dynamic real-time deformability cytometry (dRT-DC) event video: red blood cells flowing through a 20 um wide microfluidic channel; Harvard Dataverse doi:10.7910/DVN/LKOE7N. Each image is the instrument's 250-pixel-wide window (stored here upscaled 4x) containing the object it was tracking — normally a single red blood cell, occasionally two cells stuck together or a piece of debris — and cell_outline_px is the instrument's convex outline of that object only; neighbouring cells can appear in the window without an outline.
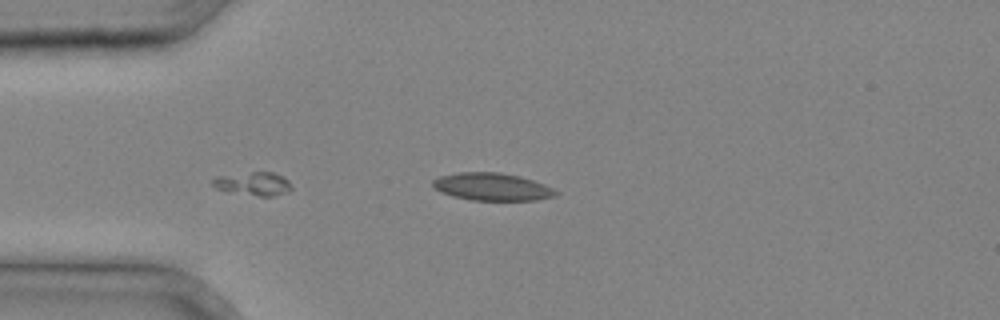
{"species": "common noctule bat (a hibernating species)", "species_latin": "Nyctalus noctula", "temperature_condition": "cold", "stored_images_in_passage": 12, "segment_of_instrument_passage": [2, 2], "camera_frame_rate_fps": 3000, "um_per_image_px": 0.085, "animal": {"sex": "male", "body_mass_g": 20.4}, "frame": {"image": 1, "passage_image": 12, "time_ms": 3.667, "image_size_px": [1000, 320], "cell_outline_px": [[560, 192], [556, 196], [536, 200], [472, 200], [452, 196], [440, 192], [432, 188], [432, 180], [440, 176], [460, 172], [500, 172], [520, 176], [544, 184]], "centroid_in_image_um": [41.81, 15.88], "position_along_channel_um": 43.2, "area_um2": 19.88}}